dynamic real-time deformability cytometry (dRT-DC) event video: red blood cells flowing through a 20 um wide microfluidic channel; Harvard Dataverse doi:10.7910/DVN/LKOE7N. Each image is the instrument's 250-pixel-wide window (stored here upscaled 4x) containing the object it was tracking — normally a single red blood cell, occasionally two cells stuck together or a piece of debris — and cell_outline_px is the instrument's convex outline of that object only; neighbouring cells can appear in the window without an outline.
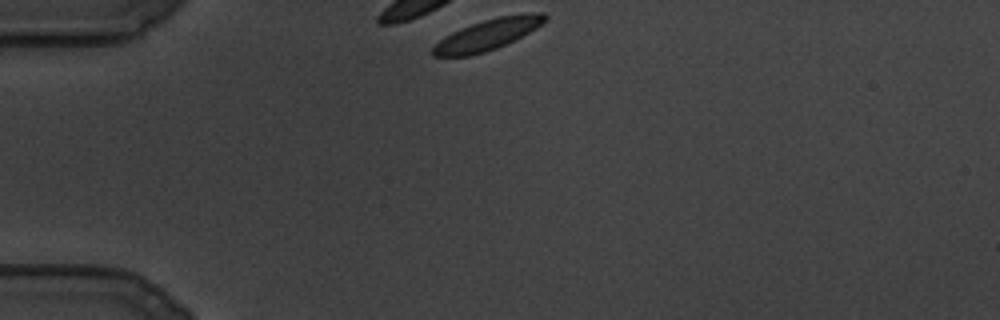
{"species": "common noctule bat (a hibernating species)", "species_latin": "Nyctalus noctula", "temperature_condition": "cold", "stored_images_in_passage": 17, "camera_frame_rate_fps": 3000, "um_per_image_px": 0.085, "animal": {"sex": "male", "body_mass_g": 19.5, "forearm_length_mm": 54.6}, "frame": {"image": 1, "passage_image": 1, "time_ms": 0.0, "image_size_px": [1000, 320], "cell_outline_px": [[548, 16], [536, 28], [496, 48], [472, 56], [432, 56], [432, 48], [444, 36], [460, 28], [484, 20], [500, 16], [528, 12], [544, 12]], "centroid_in_image_um": [41.42, 2.93], "position_along_channel_um": 43.6, "area_um2": 19.88}}